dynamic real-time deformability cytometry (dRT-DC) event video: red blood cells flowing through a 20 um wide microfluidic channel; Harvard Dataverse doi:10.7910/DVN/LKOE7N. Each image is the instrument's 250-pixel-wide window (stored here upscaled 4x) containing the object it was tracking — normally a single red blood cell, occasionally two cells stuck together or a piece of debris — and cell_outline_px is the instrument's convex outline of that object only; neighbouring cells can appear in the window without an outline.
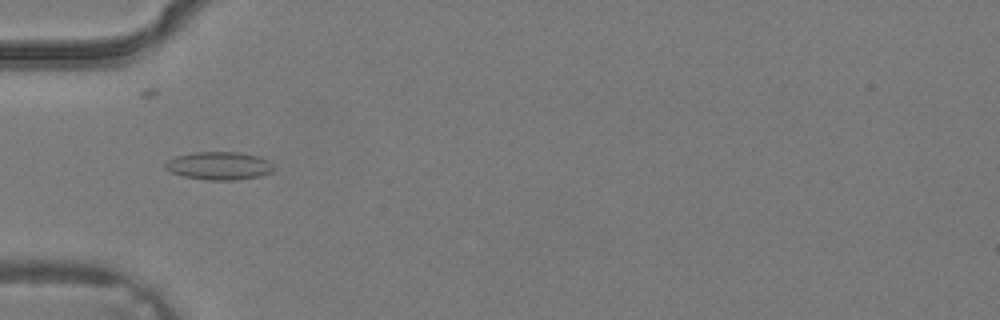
{"species": "common noctule bat (a hibernating species)", "species_latin": "Nyctalus noctula", "temperature_condition": "warm", "stored_images_in_passage": 3, "camera_frame_rate_fps": 3000, "um_per_image_px": 0.085, "animal": {"sex": "male", "body_mass_g": 19.2, "forearm_length_mm": 51.8}, "frame": {"image": 1, "passage_image": 3, "time_ms": 0.667, "image_size_px": [1000, 320], "cell_outline_px": [[272, 172], [260, 176], [236, 180], [208, 180], [184, 176], [172, 172], [164, 168], [164, 164], [168, 160], [176, 156], [192, 152], [240, 152], [260, 156], [268, 160], [272, 164]], "centroid_in_image_um": [18.63, 14.08], "position_along_channel_um": 66.4, "area_um2": 17.74}}